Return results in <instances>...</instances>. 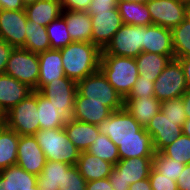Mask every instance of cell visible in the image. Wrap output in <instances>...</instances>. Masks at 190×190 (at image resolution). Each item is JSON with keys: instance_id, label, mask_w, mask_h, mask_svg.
I'll list each match as a JSON object with an SVG mask.
<instances>
[{"instance_id": "cell-1", "label": "cell", "mask_w": 190, "mask_h": 190, "mask_svg": "<svg viewBox=\"0 0 190 190\" xmlns=\"http://www.w3.org/2000/svg\"><path fill=\"white\" fill-rule=\"evenodd\" d=\"M65 76L78 82L99 70L102 50L92 42H71L60 49Z\"/></svg>"}, {"instance_id": "cell-2", "label": "cell", "mask_w": 190, "mask_h": 190, "mask_svg": "<svg viewBox=\"0 0 190 190\" xmlns=\"http://www.w3.org/2000/svg\"><path fill=\"white\" fill-rule=\"evenodd\" d=\"M99 70L124 99L138 79L137 63L133 57L101 53Z\"/></svg>"}, {"instance_id": "cell-3", "label": "cell", "mask_w": 190, "mask_h": 190, "mask_svg": "<svg viewBox=\"0 0 190 190\" xmlns=\"http://www.w3.org/2000/svg\"><path fill=\"white\" fill-rule=\"evenodd\" d=\"M47 160L76 165L78 148L69 140L64 128L40 129L34 134Z\"/></svg>"}, {"instance_id": "cell-4", "label": "cell", "mask_w": 190, "mask_h": 190, "mask_svg": "<svg viewBox=\"0 0 190 190\" xmlns=\"http://www.w3.org/2000/svg\"><path fill=\"white\" fill-rule=\"evenodd\" d=\"M77 92L86 101L105 102L112 111L124 108V99L98 70L77 82Z\"/></svg>"}, {"instance_id": "cell-5", "label": "cell", "mask_w": 190, "mask_h": 190, "mask_svg": "<svg viewBox=\"0 0 190 190\" xmlns=\"http://www.w3.org/2000/svg\"><path fill=\"white\" fill-rule=\"evenodd\" d=\"M100 134H104L118 147L120 142L128 139H140L147 131L125 109L113 111L111 115L98 125Z\"/></svg>"}, {"instance_id": "cell-6", "label": "cell", "mask_w": 190, "mask_h": 190, "mask_svg": "<svg viewBox=\"0 0 190 190\" xmlns=\"http://www.w3.org/2000/svg\"><path fill=\"white\" fill-rule=\"evenodd\" d=\"M5 125L19 135H34L40 130L37 91L30 93L5 114Z\"/></svg>"}, {"instance_id": "cell-7", "label": "cell", "mask_w": 190, "mask_h": 190, "mask_svg": "<svg viewBox=\"0 0 190 190\" xmlns=\"http://www.w3.org/2000/svg\"><path fill=\"white\" fill-rule=\"evenodd\" d=\"M4 74L12 76L19 82L27 84L37 91L39 77L38 54L22 47L14 48L7 61Z\"/></svg>"}, {"instance_id": "cell-8", "label": "cell", "mask_w": 190, "mask_h": 190, "mask_svg": "<svg viewBox=\"0 0 190 190\" xmlns=\"http://www.w3.org/2000/svg\"><path fill=\"white\" fill-rule=\"evenodd\" d=\"M144 52V26L123 24L102 53L114 56L137 57Z\"/></svg>"}, {"instance_id": "cell-9", "label": "cell", "mask_w": 190, "mask_h": 190, "mask_svg": "<svg viewBox=\"0 0 190 190\" xmlns=\"http://www.w3.org/2000/svg\"><path fill=\"white\" fill-rule=\"evenodd\" d=\"M186 90L183 67L178 59H172L154 82V97L163 102L181 98Z\"/></svg>"}, {"instance_id": "cell-10", "label": "cell", "mask_w": 190, "mask_h": 190, "mask_svg": "<svg viewBox=\"0 0 190 190\" xmlns=\"http://www.w3.org/2000/svg\"><path fill=\"white\" fill-rule=\"evenodd\" d=\"M39 92L52 102L59 115L66 122L71 119L74 110V98L77 92V82L65 76L46 84Z\"/></svg>"}, {"instance_id": "cell-11", "label": "cell", "mask_w": 190, "mask_h": 190, "mask_svg": "<svg viewBox=\"0 0 190 190\" xmlns=\"http://www.w3.org/2000/svg\"><path fill=\"white\" fill-rule=\"evenodd\" d=\"M146 5L152 24L171 30L181 24L187 16L188 5L178 0H149Z\"/></svg>"}, {"instance_id": "cell-12", "label": "cell", "mask_w": 190, "mask_h": 190, "mask_svg": "<svg viewBox=\"0 0 190 190\" xmlns=\"http://www.w3.org/2000/svg\"><path fill=\"white\" fill-rule=\"evenodd\" d=\"M186 120H172L159 111L148 123L145 130L151 135L155 152L172 144L183 134L182 126Z\"/></svg>"}, {"instance_id": "cell-13", "label": "cell", "mask_w": 190, "mask_h": 190, "mask_svg": "<svg viewBox=\"0 0 190 190\" xmlns=\"http://www.w3.org/2000/svg\"><path fill=\"white\" fill-rule=\"evenodd\" d=\"M27 21L25 10H0V38L14 48L23 47Z\"/></svg>"}, {"instance_id": "cell-14", "label": "cell", "mask_w": 190, "mask_h": 190, "mask_svg": "<svg viewBox=\"0 0 190 190\" xmlns=\"http://www.w3.org/2000/svg\"><path fill=\"white\" fill-rule=\"evenodd\" d=\"M92 20L91 42L103 50L115 33L123 25L118 8L110 11L97 12L90 16Z\"/></svg>"}, {"instance_id": "cell-15", "label": "cell", "mask_w": 190, "mask_h": 190, "mask_svg": "<svg viewBox=\"0 0 190 190\" xmlns=\"http://www.w3.org/2000/svg\"><path fill=\"white\" fill-rule=\"evenodd\" d=\"M47 159L34 135H19L17 162L28 173L38 176Z\"/></svg>"}, {"instance_id": "cell-16", "label": "cell", "mask_w": 190, "mask_h": 190, "mask_svg": "<svg viewBox=\"0 0 190 190\" xmlns=\"http://www.w3.org/2000/svg\"><path fill=\"white\" fill-rule=\"evenodd\" d=\"M144 52L167 55L174 58L171 29L154 24L144 26Z\"/></svg>"}, {"instance_id": "cell-17", "label": "cell", "mask_w": 190, "mask_h": 190, "mask_svg": "<svg viewBox=\"0 0 190 190\" xmlns=\"http://www.w3.org/2000/svg\"><path fill=\"white\" fill-rule=\"evenodd\" d=\"M32 92L33 89L27 84L7 74H0V110L4 114Z\"/></svg>"}, {"instance_id": "cell-18", "label": "cell", "mask_w": 190, "mask_h": 190, "mask_svg": "<svg viewBox=\"0 0 190 190\" xmlns=\"http://www.w3.org/2000/svg\"><path fill=\"white\" fill-rule=\"evenodd\" d=\"M112 112L109 107L105 106V102L86 101V97H82L76 92L71 118L98 125L101 121L106 120Z\"/></svg>"}, {"instance_id": "cell-19", "label": "cell", "mask_w": 190, "mask_h": 190, "mask_svg": "<svg viewBox=\"0 0 190 190\" xmlns=\"http://www.w3.org/2000/svg\"><path fill=\"white\" fill-rule=\"evenodd\" d=\"M39 77L37 91H40L46 84L56 79L64 78L65 72L62 65L60 50L49 49L38 54Z\"/></svg>"}, {"instance_id": "cell-20", "label": "cell", "mask_w": 190, "mask_h": 190, "mask_svg": "<svg viewBox=\"0 0 190 190\" xmlns=\"http://www.w3.org/2000/svg\"><path fill=\"white\" fill-rule=\"evenodd\" d=\"M153 157H135L120 159L113 168L118 172L119 177L130 185L139 180L149 178L152 169Z\"/></svg>"}, {"instance_id": "cell-21", "label": "cell", "mask_w": 190, "mask_h": 190, "mask_svg": "<svg viewBox=\"0 0 190 190\" xmlns=\"http://www.w3.org/2000/svg\"><path fill=\"white\" fill-rule=\"evenodd\" d=\"M63 128L69 140L80 152L87 151L100 134L97 125L74 120L72 118L66 122Z\"/></svg>"}, {"instance_id": "cell-22", "label": "cell", "mask_w": 190, "mask_h": 190, "mask_svg": "<svg viewBox=\"0 0 190 190\" xmlns=\"http://www.w3.org/2000/svg\"><path fill=\"white\" fill-rule=\"evenodd\" d=\"M67 30L74 42H91L92 20L88 12L62 10Z\"/></svg>"}, {"instance_id": "cell-23", "label": "cell", "mask_w": 190, "mask_h": 190, "mask_svg": "<svg viewBox=\"0 0 190 190\" xmlns=\"http://www.w3.org/2000/svg\"><path fill=\"white\" fill-rule=\"evenodd\" d=\"M37 176L18 165L0 170V190H33Z\"/></svg>"}, {"instance_id": "cell-24", "label": "cell", "mask_w": 190, "mask_h": 190, "mask_svg": "<svg viewBox=\"0 0 190 190\" xmlns=\"http://www.w3.org/2000/svg\"><path fill=\"white\" fill-rule=\"evenodd\" d=\"M76 166L82 177L88 182L108 178L114 165L84 151L80 152Z\"/></svg>"}, {"instance_id": "cell-25", "label": "cell", "mask_w": 190, "mask_h": 190, "mask_svg": "<svg viewBox=\"0 0 190 190\" xmlns=\"http://www.w3.org/2000/svg\"><path fill=\"white\" fill-rule=\"evenodd\" d=\"M124 108L146 128L151 119L160 111L161 102L155 97L124 98Z\"/></svg>"}, {"instance_id": "cell-26", "label": "cell", "mask_w": 190, "mask_h": 190, "mask_svg": "<svg viewBox=\"0 0 190 190\" xmlns=\"http://www.w3.org/2000/svg\"><path fill=\"white\" fill-rule=\"evenodd\" d=\"M28 21L36 22L42 26L49 25L62 14L59 0H39L25 7Z\"/></svg>"}, {"instance_id": "cell-27", "label": "cell", "mask_w": 190, "mask_h": 190, "mask_svg": "<svg viewBox=\"0 0 190 190\" xmlns=\"http://www.w3.org/2000/svg\"><path fill=\"white\" fill-rule=\"evenodd\" d=\"M174 59L167 55H160L150 52H141L135 61L137 63L138 73L142 79H147L155 82L163 69Z\"/></svg>"}, {"instance_id": "cell-28", "label": "cell", "mask_w": 190, "mask_h": 190, "mask_svg": "<svg viewBox=\"0 0 190 190\" xmlns=\"http://www.w3.org/2000/svg\"><path fill=\"white\" fill-rule=\"evenodd\" d=\"M71 167L64 162L47 160L42 172L37 176V185L41 190H59L62 188L63 174Z\"/></svg>"}, {"instance_id": "cell-29", "label": "cell", "mask_w": 190, "mask_h": 190, "mask_svg": "<svg viewBox=\"0 0 190 190\" xmlns=\"http://www.w3.org/2000/svg\"><path fill=\"white\" fill-rule=\"evenodd\" d=\"M117 8L123 24L136 26L153 25L146 4L119 0Z\"/></svg>"}, {"instance_id": "cell-30", "label": "cell", "mask_w": 190, "mask_h": 190, "mask_svg": "<svg viewBox=\"0 0 190 190\" xmlns=\"http://www.w3.org/2000/svg\"><path fill=\"white\" fill-rule=\"evenodd\" d=\"M120 159L135 157H154V148L151 135L146 132L140 139H128L118 146Z\"/></svg>"}, {"instance_id": "cell-31", "label": "cell", "mask_w": 190, "mask_h": 190, "mask_svg": "<svg viewBox=\"0 0 190 190\" xmlns=\"http://www.w3.org/2000/svg\"><path fill=\"white\" fill-rule=\"evenodd\" d=\"M19 134L6 125L0 130V170L16 165Z\"/></svg>"}, {"instance_id": "cell-32", "label": "cell", "mask_w": 190, "mask_h": 190, "mask_svg": "<svg viewBox=\"0 0 190 190\" xmlns=\"http://www.w3.org/2000/svg\"><path fill=\"white\" fill-rule=\"evenodd\" d=\"M25 29L26 40L22 48L37 54L51 49L45 26L27 21Z\"/></svg>"}, {"instance_id": "cell-33", "label": "cell", "mask_w": 190, "mask_h": 190, "mask_svg": "<svg viewBox=\"0 0 190 190\" xmlns=\"http://www.w3.org/2000/svg\"><path fill=\"white\" fill-rule=\"evenodd\" d=\"M37 109L40 129L62 128L66 124L57 112V108L39 91H37Z\"/></svg>"}, {"instance_id": "cell-34", "label": "cell", "mask_w": 190, "mask_h": 190, "mask_svg": "<svg viewBox=\"0 0 190 190\" xmlns=\"http://www.w3.org/2000/svg\"><path fill=\"white\" fill-rule=\"evenodd\" d=\"M171 31L174 59L190 57V20L186 18Z\"/></svg>"}, {"instance_id": "cell-35", "label": "cell", "mask_w": 190, "mask_h": 190, "mask_svg": "<svg viewBox=\"0 0 190 190\" xmlns=\"http://www.w3.org/2000/svg\"><path fill=\"white\" fill-rule=\"evenodd\" d=\"M87 152L113 165H116L120 160L118 147L104 134H99L94 140V143L88 148Z\"/></svg>"}, {"instance_id": "cell-36", "label": "cell", "mask_w": 190, "mask_h": 190, "mask_svg": "<svg viewBox=\"0 0 190 190\" xmlns=\"http://www.w3.org/2000/svg\"><path fill=\"white\" fill-rule=\"evenodd\" d=\"M51 49L60 50L73 42L67 30L65 19L60 16L46 26Z\"/></svg>"}, {"instance_id": "cell-37", "label": "cell", "mask_w": 190, "mask_h": 190, "mask_svg": "<svg viewBox=\"0 0 190 190\" xmlns=\"http://www.w3.org/2000/svg\"><path fill=\"white\" fill-rule=\"evenodd\" d=\"M152 167L162 175L176 181L183 171L185 164L168 158L161 152H155L152 158Z\"/></svg>"}, {"instance_id": "cell-38", "label": "cell", "mask_w": 190, "mask_h": 190, "mask_svg": "<svg viewBox=\"0 0 190 190\" xmlns=\"http://www.w3.org/2000/svg\"><path fill=\"white\" fill-rule=\"evenodd\" d=\"M160 152L170 159L188 164L190 163V137L182 134Z\"/></svg>"}, {"instance_id": "cell-39", "label": "cell", "mask_w": 190, "mask_h": 190, "mask_svg": "<svg viewBox=\"0 0 190 190\" xmlns=\"http://www.w3.org/2000/svg\"><path fill=\"white\" fill-rule=\"evenodd\" d=\"M86 183L77 166L73 165L63 174L62 188L59 190H86Z\"/></svg>"}, {"instance_id": "cell-40", "label": "cell", "mask_w": 190, "mask_h": 190, "mask_svg": "<svg viewBox=\"0 0 190 190\" xmlns=\"http://www.w3.org/2000/svg\"><path fill=\"white\" fill-rule=\"evenodd\" d=\"M160 111L165 117L171 118L172 120L187 119L182 98H175L161 102Z\"/></svg>"}, {"instance_id": "cell-41", "label": "cell", "mask_w": 190, "mask_h": 190, "mask_svg": "<svg viewBox=\"0 0 190 190\" xmlns=\"http://www.w3.org/2000/svg\"><path fill=\"white\" fill-rule=\"evenodd\" d=\"M146 96L154 97V82L142 79V76L139 75L125 98H144Z\"/></svg>"}, {"instance_id": "cell-42", "label": "cell", "mask_w": 190, "mask_h": 190, "mask_svg": "<svg viewBox=\"0 0 190 190\" xmlns=\"http://www.w3.org/2000/svg\"><path fill=\"white\" fill-rule=\"evenodd\" d=\"M149 180L152 190H178L176 181L157 172L153 167L150 171Z\"/></svg>"}, {"instance_id": "cell-43", "label": "cell", "mask_w": 190, "mask_h": 190, "mask_svg": "<svg viewBox=\"0 0 190 190\" xmlns=\"http://www.w3.org/2000/svg\"><path fill=\"white\" fill-rule=\"evenodd\" d=\"M119 0H92L87 12L90 16L97 12L110 11L117 7Z\"/></svg>"}, {"instance_id": "cell-44", "label": "cell", "mask_w": 190, "mask_h": 190, "mask_svg": "<svg viewBox=\"0 0 190 190\" xmlns=\"http://www.w3.org/2000/svg\"><path fill=\"white\" fill-rule=\"evenodd\" d=\"M62 10L87 12L92 0H61Z\"/></svg>"}, {"instance_id": "cell-45", "label": "cell", "mask_w": 190, "mask_h": 190, "mask_svg": "<svg viewBox=\"0 0 190 190\" xmlns=\"http://www.w3.org/2000/svg\"><path fill=\"white\" fill-rule=\"evenodd\" d=\"M14 47L0 38V74H4L7 61Z\"/></svg>"}, {"instance_id": "cell-46", "label": "cell", "mask_w": 190, "mask_h": 190, "mask_svg": "<svg viewBox=\"0 0 190 190\" xmlns=\"http://www.w3.org/2000/svg\"><path fill=\"white\" fill-rule=\"evenodd\" d=\"M176 182L178 190H190V163L185 164V167Z\"/></svg>"}, {"instance_id": "cell-47", "label": "cell", "mask_w": 190, "mask_h": 190, "mask_svg": "<svg viewBox=\"0 0 190 190\" xmlns=\"http://www.w3.org/2000/svg\"><path fill=\"white\" fill-rule=\"evenodd\" d=\"M108 179L113 187V190H129L130 184L121 179L118 172L114 168L111 170Z\"/></svg>"}, {"instance_id": "cell-48", "label": "cell", "mask_w": 190, "mask_h": 190, "mask_svg": "<svg viewBox=\"0 0 190 190\" xmlns=\"http://www.w3.org/2000/svg\"><path fill=\"white\" fill-rule=\"evenodd\" d=\"M86 190H113V187L108 178L88 181Z\"/></svg>"}, {"instance_id": "cell-49", "label": "cell", "mask_w": 190, "mask_h": 190, "mask_svg": "<svg viewBox=\"0 0 190 190\" xmlns=\"http://www.w3.org/2000/svg\"><path fill=\"white\" fill-rule=\"evenodd\" d=\"M0 10H25L21 0H0Z\"/></svg>"}, {"instance_id": "cell-50", "label": "cell", "mask_w": 190, "mask_h": 190, "mask_svg": "<svg viewBox=\"0 0 190 190\" xmlns=\"http://www.w3.org/2000/svg\"><path fill=\"white\" fill-rule=\"evenodd\" d=\"M183 67L184 75L186 78L187 89H190V57L178 59Z\"/></svg>"}, {"instance_id": "cell-51", "label": "cell", "mask_w": 190, "mask_h": 190, "mask_svg": "<svg viewBox=\"0 0 190 190\" xmlns=\"http://www.w3.org/2000/svg\"><path fill=\"white\" fill-rule=\"evenodd\" d=\"M129 190H152L149 178H145L131 184Z\"/></svg>"}, {"instance_id": "cell-52", "label": "cell", "mask_w": 190, "mask_h": 190, "mask_svg": "<svg viewBox=\"0 0 190 190\" xmlns=\"http://www.w3.org/2000/svg\"><path fill=\"white\" fill-rule=\"evenodd\" d=\"M184 102V109L187 115V119H190V89H187L181 96Z\"/></svg>"}, {"instance_id": "cell-53", "label": "cell", "mask_w": 190, "mask_h": 190, "mask_svg": "<svg viewBox=\"0 0 190 190\" xmlns=\"http://www.w3.org/2000/svg\"><path fill=\"white\" fill-rule=\"evenodd\" d=\"M183 135L190 137V119H186L182 126Z\"/></svg>"}, {"instance_id": "cell-54", "label": "cell", "mask_w": 190, "mask_h": 190, "mask_svg": "<svg viewBox=\"0 0 190 190\" xmlns=\"http://www.w3.org/2000/svg\"><path fill=\"white\" fill-rule=\"evenodd\" d=\"M5 126V114L0 110V130Z\"/></svg>"}, {"instance_id": "cell-55", "label": "cell", "mask_w": 190, "mask_h": 190, "mask_svg": "<svg viewBox=\"0 0 190 190\" xmlns=\"http://www.w3.org/2000/svg\"><path fill=\"white\" fill-rule=\"evenodd\" d=\"M21 1L24 4V6L26 7V6L30 5V4L36 3L39 0H21Z\"/></svg>"}, {"instance_id": "cell-56", "label": "cell", "mask_w": 190, "mask_h": 190, "mask_svg": "<svg viewBox=\"0 0 190 190\" xmlns=\"http://www.w3.org/2000/svg\"><path fill=\"white\" fill-rule=\"evenodd\" d=\"M123 1L136 2V3L146 4L149 0H123Z\"/></svg>"}, {"instance_id": "cell-57", "label": "cell", "mask_w": 190, "mask_h": 190, "mask_svg": "<svg viewBox=\"0 0 190 190\" xmlns=\"http://www.w3.org/2000/svg\"><path fill=\"white\" fill-rule=\"evenodd\" d=\"M186 18L188 20H190V4L188 5V8H187V16H186Z\"/></svg>"}, {"instance_id": "cell-58", "label": "cell", "mask_w": 190, "mask_h": 190, "mask_svg": "<svg viewBox=\"0 0 190 190\" xmlns=\"http://www.w3.org/2000/svg\"><path fill=\"white\" fill-rule=\"evenodd\" d=\"M178 1L183 2V3L187 4V5L190 4V0H178Z\"/></svg>"}, {"instance_id": "cell-59", "label": "cell", "mask_w": 190, "mask_h": 190, "mask_svg": "<svg viewBox=\"0 0 190 190\" xmlns=\"http://www.w3.org/2000/svg\"><path fill=\"white\" fill-rule=\"evenodd\" d=\"M33 190H41V189L38 187V185H36L33 187Z\"/></svg>"}]
</instances>
